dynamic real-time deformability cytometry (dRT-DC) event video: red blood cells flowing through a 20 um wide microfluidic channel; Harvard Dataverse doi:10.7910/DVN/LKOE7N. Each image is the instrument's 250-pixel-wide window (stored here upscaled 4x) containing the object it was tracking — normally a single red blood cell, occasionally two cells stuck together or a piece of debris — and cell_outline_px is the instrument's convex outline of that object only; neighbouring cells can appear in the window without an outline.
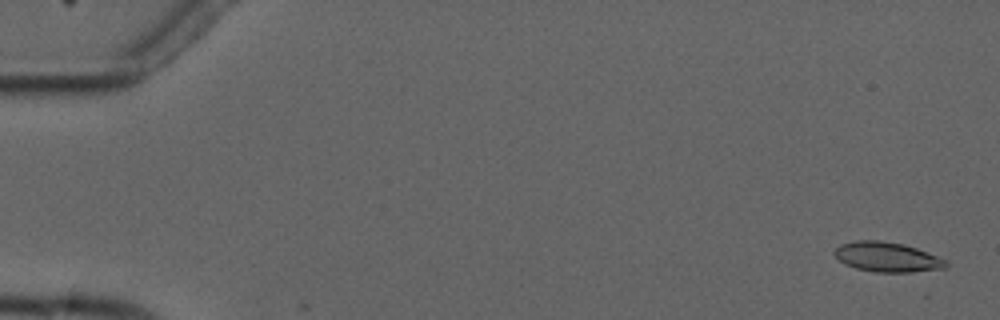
{"species": "common noctule bat (a hibernating species)", "species_latin": "Nyctalus noctula", "temperature_condition": "cold", "stored_images_in_passage": 6, "camera_frame_rate_fps": 3000, "um_per_image_px": 0.085, "animal": {"sex": "male", "forearm_length_mm": 52.5}, "frame": {"image": 1, "passage_image": 1, "time_ms": 0.0, "image_size_px": [1000, 320], "cell_outline_px": [[948, 264], [944, 268], [912, 272], [876, 272], [856, 268], [844, 264], [832, 252], [840, 244], [856, 240], [880, 240], [904, 244], [916, 248], [948, 260]], "centroid_in_image_um": [75.4, 21.84], "position_along_channel_um": 9.6, "area_um2": 19.36}}
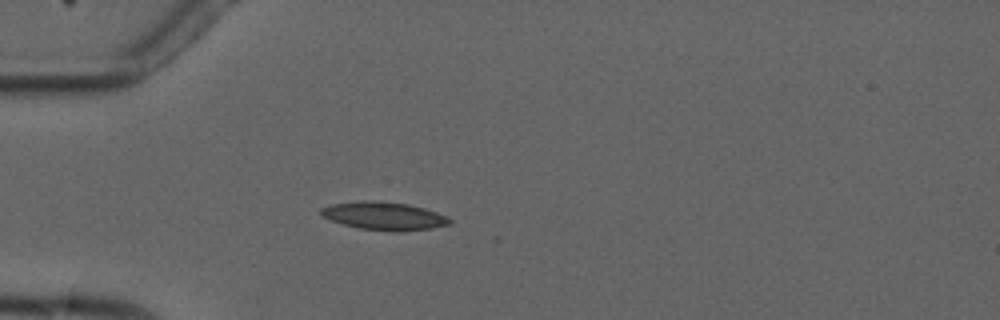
{"frame": {"image": 2, "passage_image": 4, "time_ms": 4.667, "image_size_px": [1000, 320], "cell_outline_px": [[452, 224], [432, 228], [396, 232], [360, 228], [344, 224], [332, 220], [324, 216], [320, 212], [320, 208], [332, 204], [360, 200], [368, 200], [408, 204], [424, 208], [436, 212], [452, 220]], "centroid_in_image_um": [32.66, 18.35], "position_along_channel_um": 52.3, "area_um2": 20.81}}
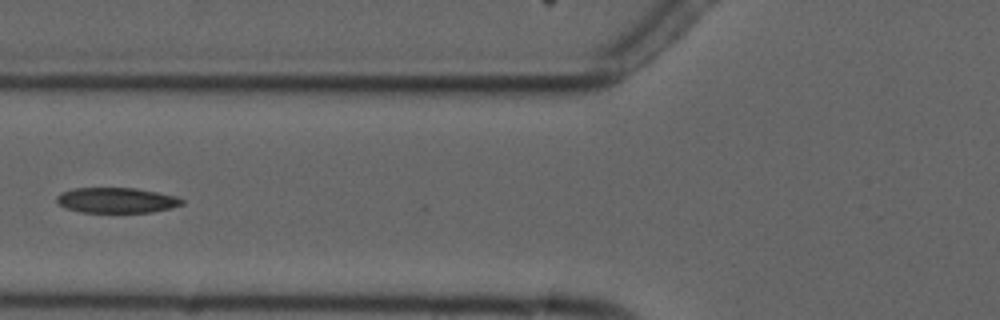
{"frame": {"image": 3, "passage_image": 6, "time_ms": 6.667, "image_size_px": [1000, 320], "cell_outline_px": [[184, 204], [172, 208], [152, 212], [80, 212], [64, 208], [56, 200], [56, 196], [60, 192], [76, 188], [136, 188], [176, 196], [184, 200]], "centroid_in_image_um": [9.9, 17.02], "position_along_channel_um": 115.9, "area_um2": 18.55}}